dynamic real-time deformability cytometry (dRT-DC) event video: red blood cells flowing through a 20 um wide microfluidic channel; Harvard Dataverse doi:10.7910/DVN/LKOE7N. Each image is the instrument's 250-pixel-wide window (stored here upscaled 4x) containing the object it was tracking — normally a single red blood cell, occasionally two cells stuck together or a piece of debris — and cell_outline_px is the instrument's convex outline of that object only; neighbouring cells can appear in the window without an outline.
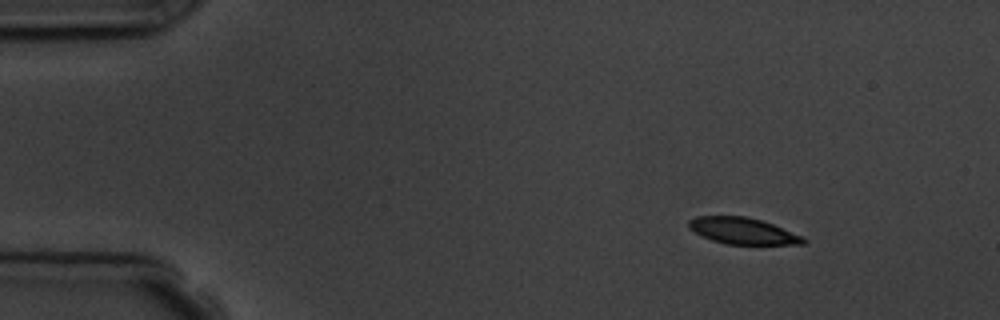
{"species": "common noctule bat (a hibernating species)", "species_latin": "Nyctalus noctula", "temperature_condition": "room temperature", "stored_images_in_passage": 9, "camera_frame_rate_fps": 3000, "um_per_image_px": 0.085, "animal": {"sex": "male", "body_mass_g": 19.5, "forearm_length_mm": 54.6}, "frame": {"image": 1, "passage_image": 1, "time_ms": 0.0, "image_size_px": [1000, 320], "cell_outline_px": [[808, 240], [804, 244], [724, 244], [712, 240], [688, 228], [688, 220], [696, 216], [744, 216], [760, 220], [772, 224], [804, 236]], "centroid_in_image_um": [63.15, 19.63], "position_along_channel_um": 21.8, "area_um2": 17.57}}
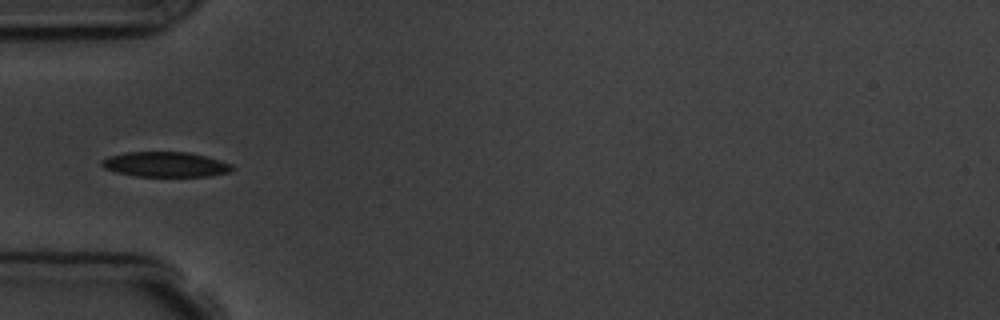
{"frame": {"image": 2, "passage_image": 4, "time_ms": 3.667, "image_size_px": [1000, 320], "cell_outline_px": [[236, 168], [228, 172], [208, 176], [136, 176], [116, 172], [104, 168], [100, 164], [100, 160], [112, 156], [128, 152], [188, 152], [220, 160], [232, 164]], "centroid_in_image_um": [14.07, 13.98], "position_along_channel_um": 70.9, "area_um2": 18.9}}
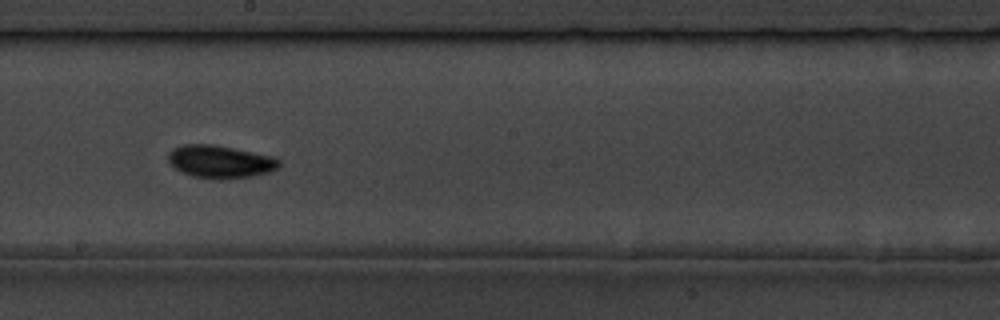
{"frame": {"image": 3, "passage_image": 8, "time_ms": 8.0, "image_size_px": [1000, 320], "cell_outline_px": [[280, 168], [272, 172], [252, 176], [220, 180], [212, 180], [192, 176], [180, 172], [168, 160], [168, 152], [172, 148], [184, 144], [212, 144], [272, 156], [280, 160]], "centroid_in_image_um": [18.72, 13.76], "position_along_channel_um": 229.5, "area_um2": 21.44}}